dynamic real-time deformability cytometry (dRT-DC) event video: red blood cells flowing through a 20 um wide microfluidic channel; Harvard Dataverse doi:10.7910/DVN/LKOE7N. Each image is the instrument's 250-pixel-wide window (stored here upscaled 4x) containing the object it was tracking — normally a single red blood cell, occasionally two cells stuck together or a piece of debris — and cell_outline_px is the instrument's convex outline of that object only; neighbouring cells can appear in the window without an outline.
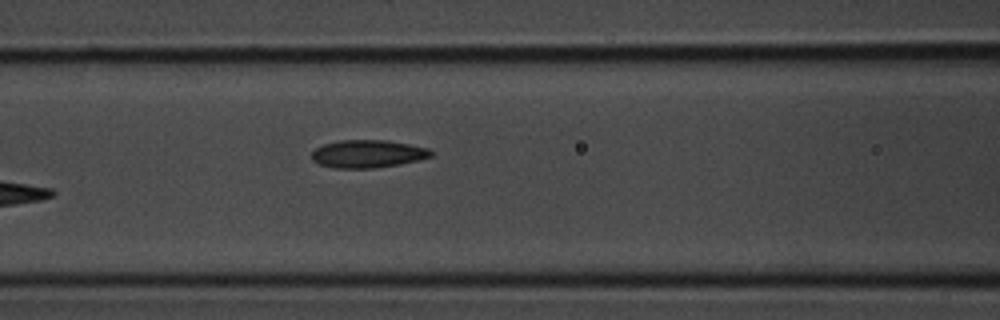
{"species": "common noctule bat (a hibernating species)", "species_latin": "Nyctalus noctula", "temperature_condition": "room temperature", "stored_images_in_passage": 4, "camera_frame_rate_fps": 3000, "um_per_image_px": 0.085, "animal": {"sex": "male", "body_mass_g": 20.1, "forearm_length_mm": 53.5}, "frame": {"image": 1, "passage_image": 4, "time_ms": 1.0, "image_size_px": [1000, 320], "cell_outline_px": [[432, 156], [400, 164], [372, 168], [332, 168], [316, 164], [312, 160], [312, 152], [316, 148], [324, 144], [340, 140], [388, 140], [428, 148], [432, 152]], "centroid_in_image_um": [31.21, 13.08], "position_along_channel_um": 135.4, "area_um2": 19.31}}